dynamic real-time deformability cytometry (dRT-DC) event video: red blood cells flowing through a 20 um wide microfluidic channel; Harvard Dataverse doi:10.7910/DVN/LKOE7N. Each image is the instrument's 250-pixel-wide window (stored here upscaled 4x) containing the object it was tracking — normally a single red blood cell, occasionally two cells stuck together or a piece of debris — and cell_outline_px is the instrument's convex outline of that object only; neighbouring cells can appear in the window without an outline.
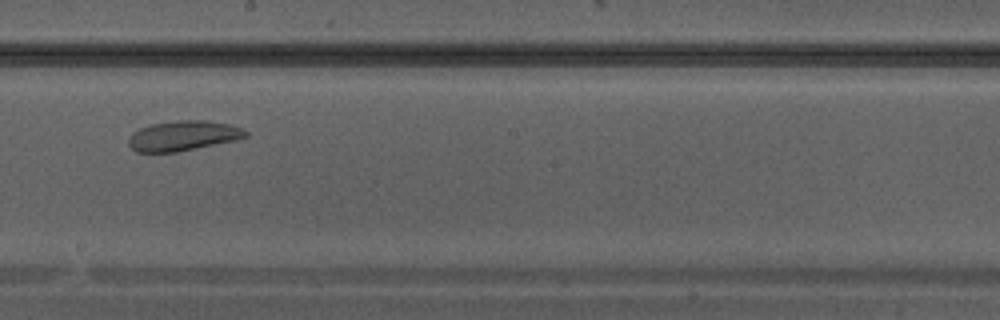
{"species": "Egyptian fruit bat (a non-hibernating species)", "species_latin": "Rousettus aegyptiacus", "temperature_condition": "warm", "stored_images_in_passage": 29, "camera_frame_rate_fps": 3000, "um_per_image_px": 0.085, "animal": {"sex": "male"}, "frame": {"image": 1, "passage_image": 13, "time_ms": 4.0, "image_size_px": [1000, 320], "cell_outline_px": [[248, 136], [236, 140], [176, 152], [136, 152], [128, 144], [128, 140], [132, 132], [140, 128], [152, 124], [176, 120], [208, 120], [228, 124], [240, 128], [248, 132]], "centroid_in_image_um": [15.55, 11.53], "position_along_channel_um": 232.6, "area_um2": 20.4}}